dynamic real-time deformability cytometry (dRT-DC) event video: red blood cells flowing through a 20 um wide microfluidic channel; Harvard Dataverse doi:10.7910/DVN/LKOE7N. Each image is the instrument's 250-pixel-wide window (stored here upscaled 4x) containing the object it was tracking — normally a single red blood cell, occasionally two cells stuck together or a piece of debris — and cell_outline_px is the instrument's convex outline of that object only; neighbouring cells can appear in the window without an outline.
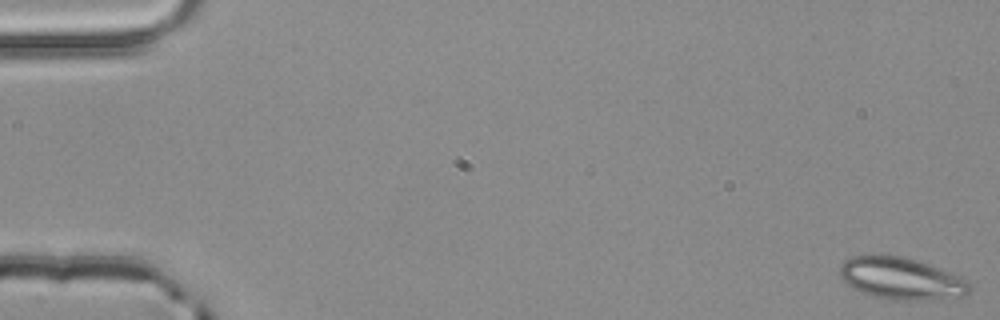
{"species": "common noctule bat (a hibernating species)", "species_latin": "Nyctalus noctula", "temperature_condition": "room temperature", "stored_images_in_passage": 3, "camera_frame_rate_fps": 3000, "um_per_image_px": 0.085, "animal": {"sex": "male", "body_mass_g": 20.4}, "frame": {"image": 1, "passage_image": 1, "time_ms": 0.0, "image_size_px": [1000, 320], "cell_outline_px": [[972, 288], [964, 296], [940, 300], [892, 300], [860, 292], [852, 288], [840, 276], [840, 264], [844, 260], [852, 256], [880, 252], [884, 252], [916, 260], [952, 272], [968, 280], [972, 284]], "centroid_in_image_um": [76.62, 23.65], "position_along_channel_um": 8.4, "area_um2": 32.66}}